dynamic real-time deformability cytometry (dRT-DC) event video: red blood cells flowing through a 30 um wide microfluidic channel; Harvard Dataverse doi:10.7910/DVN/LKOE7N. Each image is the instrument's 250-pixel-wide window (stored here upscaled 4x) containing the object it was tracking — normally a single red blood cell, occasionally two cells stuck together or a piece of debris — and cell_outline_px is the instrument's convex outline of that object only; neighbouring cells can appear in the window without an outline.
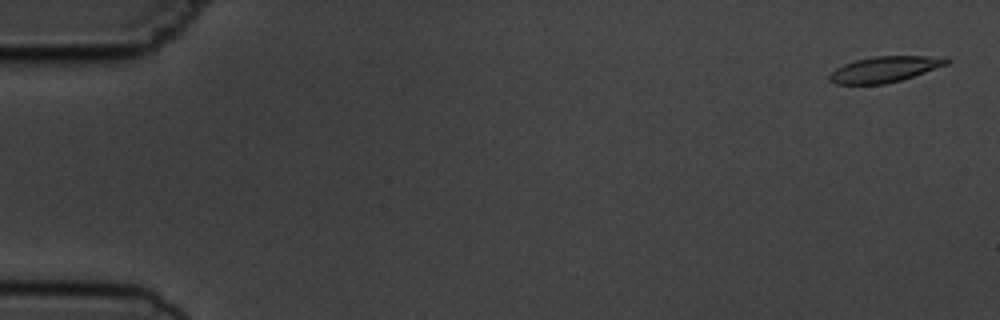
{"species": "common noctule bat (a hibernating species)", "species_latin": "Nyctalus noctula", "temperature_condition": "cold", "stored_images_in_passage": 5, "camera_frame_rate_fps": 3000, "um_per_image_px": 0.085, "animal": {"sex": "male", "body_mass_g": 19.5, "forearm_length_mm": 54.6}, "frame": {"image": 1, "passage_image": 1, "time_ms": 0.0, "image_size_px": [1000, 320], "cell_outline_px": [[948, 64], [900, 80], [884, 84], [836, 84], [828, 80], [828, 76], [836, 68], [844, 64], [856, 60], [876, 56], [928, 56], [948, 60]], "centroid_in_image_um": [75.11, 5.9], "position_along_channel_um": 9.9, "area_um2": 17.17}}
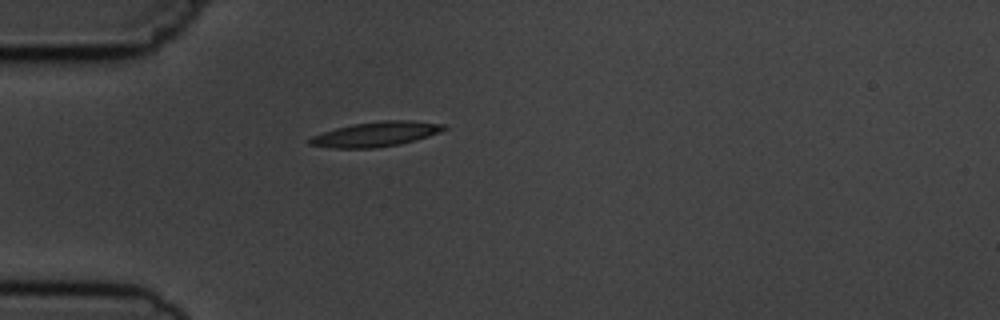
{"frame": {"image": 2, "passage_image": 5, "time_ms": 4.667, "image_size_px": [1000, 320], "cell_outline_px": [[448, 128], [440, 132], [428, 136], [400, 144], [376, 148], [332, 148], [308, 144], [308, 140], [312, 136], [336, 128], [352, 124], [384, 120], [412, 120], [448, 124]], "centroid_in_image_um": [32.0, 11.39], "position_along_channel_um": 53.0, "area_um2": 19.48}}